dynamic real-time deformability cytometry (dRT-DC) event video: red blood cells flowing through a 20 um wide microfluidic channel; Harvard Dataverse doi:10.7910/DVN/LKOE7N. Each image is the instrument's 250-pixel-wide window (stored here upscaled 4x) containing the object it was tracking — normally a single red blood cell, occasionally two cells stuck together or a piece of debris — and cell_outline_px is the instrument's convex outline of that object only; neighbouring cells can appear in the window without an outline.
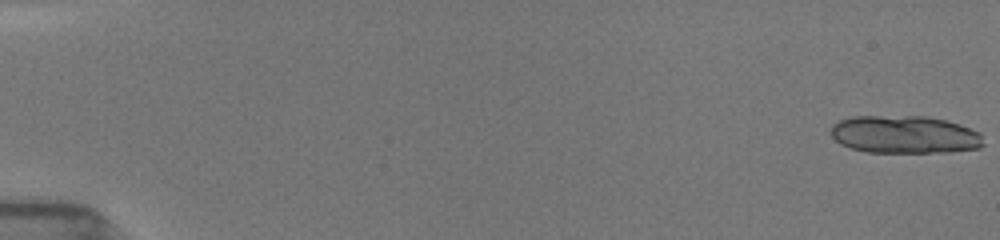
{"species": "common noctule bat (a hibernating species)", "species_latin": "Nyctalus noctula", "temperature_condition": "room temperature", "stored_images_in_passage": 8, "camera_frame_rate_fps": 3000, "um_per_image_px": 0.085, "animal": {"sex": "female", "body_mass_g": 19.5, "forearm_length_mm": 54.1}, "frame": {"image": 1, "passage_image": 1, "time_ms": 0.0, "image_size_px": [1000, 240], "cell_outline_px": [[984, 144], [980, 148], [948, 152], [864, 152], [840, 144], [832, 136], [832, 124], [840, 120], [852, 116], [924, 116], [944, 120], [980, 132]], "centroid_in_image_um": [76.88, 11.44], "position_along_channel_um": 8.1, "area_um2": 33.47}}